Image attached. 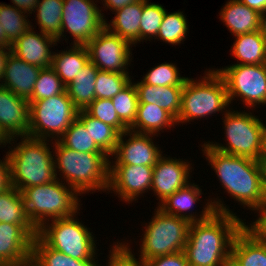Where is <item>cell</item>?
<instances>
[{
	"label": "cell",
	"instance_id": "1",
	"mask_svg": "<svg viewBox=\"0 0 266 266\" xmlns=\"http://www.w3.org/2000/svg\"><path fill=\"white\" fill-rule=\"evenodd\" d=\"M236 214L214 212L204 221L191 222L184 252L190 266H228L231 247L244 221Z\"/></svg>",
	"mask_w": 266,
	"mask_h": 266
},
{
	"label": "cell",
	"instance_id": "2",
	"mask_svg": "<svg viewBox=\"0 0 266 266\" xmlns=\"http://www.w3.org/2000/svg\"><path fill=\"white\" fill-rule=\"evenodd\" d=\"M202 151L225 191L252 211L266 203L257 160L229 155L204 143Z\"/></svg>",
	"mask_w": 266,
	"mask_h": 266
},
{
	"label": "cell",
	"instance_id": "3",
	"mask_svg": "<svg viewBox=\"0 0 266 266\" xmlns=\"http://www.w3.org/2000/svg\"><path fill=\"white\" fill-rule=\"evenodd\" d=\"M55 143V144H54ZM54 144V172L79 195L94 191H108L110 158L106 153L76 152L63 146L58 140ZM58 169V171H57ZM96 190V191H95Z\"/></svg>",
	"mask_w": 266,
	"mask_h": 266
},
{
	"label": "cell",
	"instance_id": "4",
	"mask_svg": "<svg viewBox=\"0 0 266 266\" xmlns=\"http://www.w3.org/2000/svg\"><path fill=\"white\" fill-rule=\"evenodd\" d=\"M22 141L7 152L10 162L11 186L20 192L32 186L50 183L56 179L54 154L49 139L21 137ZM48 141V143H47Z\"/></svg>",
	"mask_w": 266,
	"mask_h": 266
},
{
	"label": "cell",
	"instance_id": "5",
	"mask_svg": "<svg viewBox=\"0 0 266 266\" xmlns=\"http://www.w3.org/2000/svg\"><path fill=\"white\" fill-rule=\"evenodd\" d=\"M63 182L64 180L56 178L50 183L27 187L21 191L27 217L36 229L50 220L79 213V194Z\"/></svg>",
	"mask_w": 266,
	"mask_h": 266
},
{
	"label": "cell",
	"instance_id": "6",
	"mask_svg": "<svg viewBox=\"0 0 266 266\" xmlns=\"http://www.w3.org/2000/svg\"><path fill=\"white\" fill-rule=\"evenodd\" d=\"M201 80L188 78L184 82L181 108L177 124L208 117L216 112H227L229 100L225 81L216 70L206 71ZM226 109V110H225Z\"/></svg>",
	"mask_w": 266,
	"mask_h": 266
},
{
	"label": "cell",
	"instance_id": "7",
	"mask_svg": "<svg viewBox=\"0 0 266 266\" xmlns=\"http://www.w3.org/2000/svg\"><path fill=\"white\" fill-rule=\"evenodd\" d=\"M224 134L226 146L206 142L212 148L225 154L247 157L257 160L264 151L265 125L252 113L231 111L224 112Z\"/></svg>",
	"mask_w": 266,
	"mask_h": 266
},
{
	"label": "cell",
	"instance_id": "8",
	"mask_svg": "<svg viewBox=\"0 0 266 266\" xmlns=\"http://www.w3.org/2000/svg\"><path fill=\"white\" fill-rule=\"evenodd\" d=\"M151 221L144 227L138 252L141 261L184 251L191 222L167 214L158 207Z\"/></svg>",
	"mask_w": 266,
	"mask_h": 266
},
{
	"label": "cell",
	"instance_id": "9",
	"mask_svg": "<svg viewBox=\"0 0 266 266\" xmlns=\"http://www.w3.org/2000/svg\"><path fill=\"white\" fill-rule=\"evenodd\" d=\"M78 112L67 91L40 101L29 102L28 137L58 140L77 118Z\"/></svg>",
	"mask_w": 266,
	"mask_h": 266
},
{
	"label": "cell",
	"instance_id": "10",
	"mask_svg": "<svg viewBox=\"0 0 266 266\" xmlns=\"http://www.w3.org/2000/svg\"><path fill=\"white\" fill-rule=\"evenodd\" d=\"M75 215L51 220L37 229V236L49 247L76 260L96 259L92 232Z\"/></svg>",
	"mask_w": 266,
	"mask_h": 266
},
{
	"label": "cell",
	"instance_id": "11",
	"mask_svg": "<svg viewBox=\"0 0 266 266\" xmlns=\"http://www.w3.org/2000/svg\"><path fill=\"white\" fill-rule=\"evenodd\" d=\"M215 70L225 81L230 104L240 97L247 108L266 106V64H238Z\"/></svg>",
	"mask_w": 266,
	"mask_h": 266
},
{
	"label": "cell",
	"instance_id": "12",
	"mask_svg": "<svg viewBox=\"0 0 266 266\" xmlns=\"http://www.w3.org/2000/svg\"><path fill=\"white\" fill-rule=\"evenodd\" d=\"M95 3V0H63L61 34L57 42L66 37V29L74 37V45H86L99 33L106 19Z\"/></svg>",
	"mask_w": 266,
	"mask_h": 266
},
{
	"label": "cell",
	"instance_id": "13",
	"mask_svg": "<svg viewBox=\"0 0 266 266\" xmlns=\"http://www.w3.org/2000/svg\"><path fill=\"white\" fill-rule=\"evenodd\" d=\"M90 61L99 69L129 74L132 44L110 32L105 26L86 45ZM131 46V47H130Z\"/></svg>",
	"mask_w": 266,
	"mask_h": 266
},
{
	"label": "cell",
	"instance_id": "14",
	"mask_svg": "<svg viewBox=\"0 0 266 266\" xmlns=\"http://www.w3.org/2000/svg\"><path fill=\"white\" fill-rule=\"evenodd\" d=\"M201 193L202 189L198 185L195 183H188L185 187L177 190L171 196L162 201L158 205V208L167 214L182 217L190 222L204 221L214 212L233 214L229 207H227L221 199L218 200L217 198L214 201L212 199L210 201L207 200L208 202L202 209L200 215H196V213L194 215L192 212L190 213L191 208L199 202Z\"/></svg>",
	"mask_w": 266,
	"mask_h": 266
},
{
	"label": "cell",
	"instance_id": "15",
	"mask_svg": "<svg viewBox=\"0 0 266 266\" xmlns=\"http://www.w3.org/2000/svg\"><path fill=\"white\" fill-rule=\"evenodd\" d=\"M153 169L154 166L110 164L108 192L118 194L124 202L138 200L139 195L151 189Z\"/></svg>",
	"mask_w": 266,
	"mask_h": 266
},
{
	"label": "cell",
	"instance_id": "16",
	"mask_svg": "<svg viewBox=\"0 0 266 266\" xmlns=\"http://www.w3.org/2000/svg\"><path fill=\"white\" fill-rule=\"evenodd\" d=\"M129 136L127 141L124 137ZM155 135L126 130L120 134L114 153L113 165H143L155 166L162 156V151L154 144L152 137Z\"/></svg>",
	"mask_w": 266,
	"mask_h": 266
},
{
	"label": "cell",
	"instance_id": "17",
	"mask_svg": "<svg viewBox=\"0 0 266 266\" xmlns=\"http://www.w3.org/2000/svg\"><path fill=\"white\" fill-rule=\"evenodd\" d=\"M34 225L0 222V266H22L31 259Z\"/></svg>",
	"mask_w": 266,
	"mask_h": 266
},
{
	"label": "cell",
	"instance_id": "18",
	"mask_svg": "<svg viewBox=\"0 0 266 266\" xmlns=\"http://www.w3.org/2000/svg\"><path fill=\"white\" fill-rule=\"evenodd\" d=\"M188 160L161 156L153 169L151 190L154 191L159 200L158 205L177 190L185 187L191 178Z\"/></svg>",
	"mask_w": 266,
	"mask_h": 266
},
{
	"label": "cell",
	"instance_id": "19",
	"mask_svg": "<svg viewBox=\"0 0 266 266\" xmlns=\"http://www.w3.org/2000/svg\"><path fill=\"white\" fill-rule=\"evenodd\" d=\"M29 116L28 100L0 85V129L10 139L9 144L17 137L28 136Z\"/></svg>",
	"mask_w": 266,
	"mask_h": 266
},
{
	"label": "cell",
	"instance_id": "20",
	"mask_svg": "<svg viewBox=\"0 0 266 266\" xmlns=\"http://www.w3.org/2000/svg\"><path fill=\"white\" fill-rule=\"evenodd\" d=\"M31 26L20 38L11 45V52L26 63L42 68L51 67L53 53L52 45H57V39L40 33L36 34Z\"/></svg>",
	"mask_w": 266,
	"mask_h": 266
},
{
	"label": "cell",
	"instance_id": "21",
	"mask_svg": "<svg viewBox=\"0 0 266 266\" xmlns=\"http://www.w3.org/2000/svg\"><path fill=\"white\" fill-rule=\"evenodd\" d=\"M40 70V67L24 62L11 52L0 85L29 100Z\"/></svg>",
	"mask_w": 266,
	"mask_h": 266
},
{
	"label": "cell",
	"instance_id": "22",
	"mask_svg": "<svg viewBox=\"0 0 266 266\" xmlns=\"http://www.w3.org/2000/svg\"><path fill=\"white\" fill-rule=\"evenodd\" d=\"M230 263L233 266H266V245L243 226L233 240Z\"/></svg>",
	"mask_w": 266,
	"mask_h": 266
},
{
	"label": "cell",
	"instance_id": "23",
	"mask_svg": "<svg viewBox=\"0 0 266 266\" xmlns=\"http://www.w3.org/2000/svg\"><path fill=\"white\" fill-rule=\"evenodd\" d=\"M134 84L138 104H158L177 120L181 108L183 86H153L142 80Z\"/></svg>",
	"mask_w": 266,
	"mask_h": 266
},
{
	"label": "cell",
	"instance_id": "24",
	"mask_svg": "<svg viewBox=\"0 0 266 266\" xmlns=\"http://www.w3.org/2000/svg\"><path fill=\"white\" fill-rule=\"evenodd\" d=\"M219 15L234 36L259 30L260 13L239 0L226 2Z\"/></svg>",
	"mask_w": 266,
	"mask_h": 266
},
{
	"label": "cell",
	"instance_id": "25",
	"mask_svg": "<svg viewBox=\"0 0 266 266\" xmlns=\"http://www.w3.org/2000/svg\"><path fill=\"white\" fill-rule=\"evenodd\" d=\"M143 9V0L124 6L115 11L114 19L110 23L105 21L104 26L120 38L127 40L130 44L140 42V22Z\"/></svg>",
	"mask_w": 266,
	"mask_h": 266
},
{
	"label": "cell",
	"instance_id": "26",
	"mask_svg": "<svg viewBox=\"0 0 266 266\" xmlns=\"http://www.w3.org/2000/svg\"><path fill=\"white\" fill-rule=\"evenodd\" d=\"M177 125V120L158 104H138L137 114L134 123L129 127L130 130L156 135L166 128Z\"/></svg>",
	"mask_w": 266,
	"mask_h": 266
},
{
	"label": "cell",
	"instance_id": "27",
	"mask_svg": "<svg viewBox=\"0 0 266 266\" xmlns=\"http://www.w3.org/2000/svg\"><path fill=\"white\" fill-rule=\"evenodd\" d=\"M71 46L68 51L53 53L51 68L61 78L65 86L69 85L90 60L85 45Z\"/></svg>",
	"mask_w": 266,
	"mask_h": 266
},
{
	"label": "cell",
	"instance_id": "28",
	"mask_svg": "<svg viewBox=\"0 0 266 266\" xmlns=\"http://www.w3.org/2000/svg\"><path fill=\"white\" fill-rule=\"evenodd\" d=\"M235 38V42L231 47V55L235 56L237 63L232 65L266 64V41L259 30L238 34L235 35Z\"/></svg>",
	"mask_w": 266,
	"mask_h": 266
},
{
	"label": "cell",
	"instance_id": "29",
	"mask_svg": "<svg viewBox=\"0 0 266 266\" xmlns=\"http://www.w3.org/2000/svg\"><path fill=\"white\" fill-rule=\"evenodd\" d=\"M98 70L89 60L75 79L66 86L68 97L79 111L85 110L95 100V83Z\"/></svg>",
	"mask_w": 266,
	"mask_h": 266
},
{
	"label": "cell",
	"instance_id": "30",
	"mask_svg": "<svg viewBox=\"0 0 266 266\" xmlns=\"http://www.w3.org/2000/svg\"><path fill=\"white\" fill-rule=\"evenodd\" d=\"M31 260L37 266H99L98 260H76L63 252L47 246L38 236L33 238Z\"/></svg>",
	"mask_w": 266,
	"mask_h": 266
},
{
	"label": "cell",
	"instance_id": "31",
	"mask_svg": "<svg viewBox=\"0 0 266 266\" xmlns=\"http://www.w3.org/2000/svg\"><path fill=\"white\" fill-rule=\"evenodd\" d=\"M78 117L84 122L86 130L95 143L108 155L116 149L120 133L110 125L90 116L85 110L78 112Z\"/></svg>",
	"mask_w": 266,
	"mask_h": 266
},
{
	"label": "cell",
	"instance_id": "32",
	"mask_svg": "<svg viewBox=\"0 0 266 266\" xmlns=\"http://www.w3.org/2000/svg\"><path fill=\"white\" fill-rule=\"evenodd\" d=\"M0 222L33 225L27 217L21 192L13 186L0 193Z\"/></svg>",
	"mask_w": 266,
	"mask_h": 266
},
{
	"label": "cell",
	"instance_id": "33",
	"mask_svg": "<svg viewBox=\"0 0 266 266\" xmlns=\"http://www.w3.org/2000/svg\"><path fill=\"white\" fill-rule=\"evenodd\" d=\"M35 20L44 34L57 38L61 34L63 0H39L34 12Z\"/></svg>",
	"mask_w": 266,
	"mask_h": 266
},
{
	"label": "cell",
	"instance_id": "34",
	"mask_svg": "<svg viewBox=\"0 0 266 266\" xmlns=\"http://www.w3.org/2000/svg\"><path fill=\"white\" fill-rule=\"evenodd\" d=\"M58 141L76 152L105 153L92 139L84 122L78 116Z\"/></svg>",
	"mask_w": 266,
	"mask_h": 266
},
{
	"label": "cell",
	"instance_id": "35",
	"mask_svg": "<svg viewBox=\"0 0 266 266\" xmlns=\"http://www.w3.org/2000/svg\"><path fill=\"white\" fill-rule=\"evenodd\" d=\"M24 14L13 5L0 3V23L11 45L31 27L28 16Z\"/></svg>",
	"mask_w": 266,
	"mask_h": 266
},
{
	"label": "cell",
	"instance_id": "36",
	"mask_svg": "<svg viewBox=\"0 0 266 266\" xmlns=\"http://www.w3.org/2000/svg\"><path fill=\"white\" fill-rule=\"evenodd\" d=\"M188 33L187 18L183 12L168 13L165 11L156 39L165 43L178 45Z\"/></svg>",
	"mask_w": 266,
	"mask_h": 266
},
{
	"label": "cell",
	"instance_id": "37",
	"mask_svg": "<svg viewBox=\"0 0 266 266\" xmlns=\"http://www.w3.org/2000/svg\"><path fill=\"white\" fill-rule=\"evenodd\" d=\"M65 91L66 86L56 72L51 67L42 68L39 71L32 96L28 102L40 101L64 93Z\"/></svg>",
	"mask_w": 266,
	"mask_h": 266
},
{
	"label": "cell",
	"instance_id": "38",
	"mask_svg": "<svg viewBox=\"0 0 266 266\" xmlns=\"http://www.w3.org/2000/svg\"><path fill=\"white\" fill-rule=\"evenodd\" d=\"M132 81L129 74L98 70L95 99H112Z\"/></svg>",
	"mask_w": 266,
	"mask_h": 266
},
{
	"label": "cell",
	"instance_id": "39",
	"mask_svg": "<svg viewBox=\"0 0 266 266\" xmlns=\"http://www.w3.org/2000/svg\"><path fill=\"white\" fill-rule=\"evenodd\" d=\"M119 119L129 128L135 121L138 97L132 81L111 99Z\"/></svg>",
	"mask_w": 266,
	"mask_h": 266
},
{
	"label": "cell",
	"instance_id": "40",
	"mask_svg": "<svg viewBox=\"0 0 266 266\" xmlns=\"http://www.w3.org/2000/svg\"><path fill=\"white\" fill-rule=\"evenodd\" d=\"M166 9L162 5L143 0V9L140 22V42L156 39L159 27Z\"/></svg>",
	"mask_w": 266,
	"mask_h": 266
},
{
	"label": "cell",
	"instance_id": "41",
	"mask_svg": "<svg viewBox=\"0 0 266 266\" xmlns=\"http://www.w3.org/2000/svg\"><path fill=\"white\" fill-rule=\"evenodd\" d=\"M187 77H181L175 64L162 63L150 69L142 81L153 86H184Z\"/></svg>",
	"mask_w": 266,
	"mask_h": 266
},
{
	"label": "cell",
	"instance_id": "42",
	"mask_svg": "<svg viewBox=\"0 0 266 266\" xmlns=\"http://www.w3.org/2000/svg\"><path fill=\"white\" fill-rule=\"evenodd\" d=\"M85 111L107 125L115 128L120 134L129 128L119 119L111 99H95Z\"/></svg>",
	"mask_w": 266,
	"mask_h": 266
},
{
	"label": "cell",
	"instance_id": "43",
	"mask_svg": "<svg viewBox=\"0 0 266 266\" xmlns=\"http://www.w3.org/2000/svg\"><path fill=\"white\" fill-rule=\"evenodd\" d=\"M128 244L116 242L109 252L108 265L106 266H143L142 261L132 254V249L129 248L130 245Z\"/></svg>",
	"mask_w": 266,
	"mask_h": 266
},
{
	"label": "cell",
	"instance_id": "44",
	"mask_svg": "<svg viewBox=\"0 0 266 266\" xmlns=\"http://www.w3.org/2000/svg\"><path fill=\"white\" fill-rule=\"evenodd\" d=\"M143 266H190L184 251L142 261Z\"/></svg>",
	"mask_w": 266,
	"mask_h": 266
},
{
	"label": "cell",
	"instance_id": "45",
	"mask_svg": "<svg viewBox=\"0 0 266 266\" xmlns=\"http://www.w3.org/2000/svg\"><path fill=\"white\" fill-rule=\"evenodd\" d=\"M257 211L259 213L257 220L250 223L249 226L244 222V227L266 245V203L255 212Z\"/></svg>",
	"mask_w": 266,
	"mask_h": 266
},
{
	"label": "cell",
	"instance_id": "46",
	"mask_svg": "<svg viewBox=\"0 0 266 266\" xmlns=\"http://www.w3.org/2000/svg\"><path fill=\"white\" fill-rule=\"evenodd\" d=\"M11 187L10 162L8 154L0 160V193Z\"/></svg>",
	"mask_w": 266,
	"mask_h": 266
},
{
	"label": "cell",
	"instance_id": "47",
	"mask_svg": "<svg viewBox=\"0 0 266 266\" xmlns=\"http://www.w3.org/2000/svg\"><path fill=\"white\" fill-rule=\"evenodd\" d=\"M14 4V7L21 10L22 12L27 13V15L31 14L34 11L35 7L39 0H11Z\"/></svg>",
	"mask_w": 266,
	"mask_h": 266
},
{
	"label": "cell",
	"instance_id": "48",
	"mask_svg": "<svg viewBox=\"0 0 266 266\" xmlns=\"http://www.w3.org/2000/svg\"><path fill=\"white\" fill-rule=\"evenodd\" d=\"M137 1H142V0H103V6L104 9H110L112 12H115L117 10H120L126 5H129L131 3L137 2ZM106 7V8H105Z\"/></svg>",
	"mask_w": 266,
	"mask_h": 266
},
{
	"label": "cell",
	"instance_id": "49",
	"mask_svg": "<svg viewBox=\"0 0 266 266\" xmlns=\"http://www.w3.org/2000/svg\"><path fill=\"white\" fill-rule=\"evenodd\" d=\"M257 164L260 171L261 183L266 194V151L264 150L263 153L257 159Z\"/></svg>",
	"mask_w": 266,
	"mask_h": 266
},
{
	"label": "cell",
	"instance_id": "50",
	"mask_svg": "<svg viewBox=\"0 0 266 266\" xmlns=\"http://www.w3.org/2000/svg\"><path fill=\"white\" fill-rule=\"evenodd\" d=\"M241 3L247 5L248 7L258 11L263 12L266 9V0H239Z\"/></svg>",
	"mask_w": 266,
	"mask_h": 266
},
{
	"label": "cell",
	"instance_id": "51",
	"mask_svg": "<svg viewBox=\"0 0 266 266\" xmlns=\"http://www.w3.org/2000/svg\"><path fill=\"white\" fill-rule=\"evenodd\" d=\"M10 53H11V48L0 47V82L3 78L4 68Z\"/></svg>",
	"mask_w": 266,
	"mask_h": 266
},
{
	"label": "cell",
	"instance_id": "52",
	"mask_svg": "<svg viewBox=\"0 0 266 266\" xmlns=\"http://www.w3.org/2000/svg\"><path fill=\"white\" fill-rule=\"evenodd\" d=\"M259 32L266 41V9L260 13Z\"/></svg>",
	"mask_w": 266,
	"mask_h": 266
},
{
	"label": "cell",
	"instance_id": "53",
	"mask_svg": "<svg viewBox=\"0 0 266 266\" xmlns=\"http://www.w3.org/2000/svg\"><path fill=\"white\" fill-rule=\"evenodd\" d=\"M1 25L0 23V47L11 48V44L8 42Z\"/></svg>",
	"mask_w": 266,
	"mask_h": 266
},
{
	"label": "cell",
	"instance_id": "54",
	"mask_svg": "<svg viewBox=\"0 0 266 266\" xmlns=\"http://www.w3.org/2000/svg\"><path fill=\"white\" fill-rule=\"evenodd\" d=\"M9 138L5 135V133L0 129V145H7L9 143Z\"/></svg>",
	"mask_w": 266,
	"mask_h": 266
},
{
	"label": "cell",
	"instance_id": "55",
	"mask_svg": "<svg viewBox=\"0 0 266 266\" xmlns=\"http://www.w3.org/2000/svg\"><path fill=\"white\" fill-rule=\"evenodd\" d=\"M22 266H37V265L30 259L25 264H23Z\"/></svg>",
	"mask_w": 266,
	"mask_h": 266
},
{
	"label": "cell",
	"instance_id": "56",
	"mask_svg": "<svg viewBox=\"0 0 266 266\" xmlns=\"http://www.w3.org/2000/svg\"><path fill=\"white\" fill-rule=\"evenodd\" d=\"M264 150L266 151V125H265V141H264Z\"/></svg>",
	"mask_w": 266,
	"mask_h": 266
}]
</instances>
